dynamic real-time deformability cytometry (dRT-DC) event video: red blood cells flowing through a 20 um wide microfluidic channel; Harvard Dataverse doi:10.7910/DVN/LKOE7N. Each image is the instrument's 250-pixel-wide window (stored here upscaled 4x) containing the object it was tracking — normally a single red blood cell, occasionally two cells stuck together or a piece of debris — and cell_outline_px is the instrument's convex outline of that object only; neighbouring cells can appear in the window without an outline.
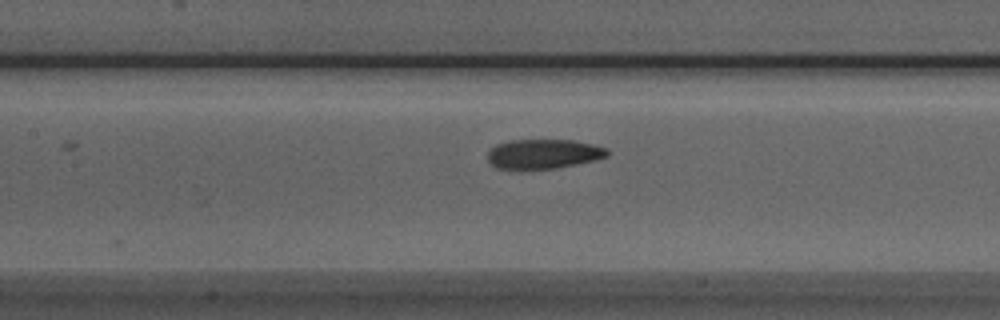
{"species": "Egyptian fruit bat (a non-hibernating species)", "species_latin": "Rousettus aegyptiacus", "temperature_condition": "room temperature", "stored_images_in_passage": 15, "camera_frame_rate_fps": 3000, "um_per_image_px": 0.085, "animal": {"sex": "male"}, "frame": {"image": 1, "passage_image": 8, "time_ms": 2.333, "image_size_px": [1000, 320], "cell_outline_px": [[608, 156], [592, 160], [556, 168], [496, 168], [488, 160], [488, 152], [496, 144], [508, 140], [572, 140], [592, 144], [608, 148]], "centroid_in_image_um": [46.19, 13.06], "position_along_channel_um": 161.2, "area_um2": 20.23}}
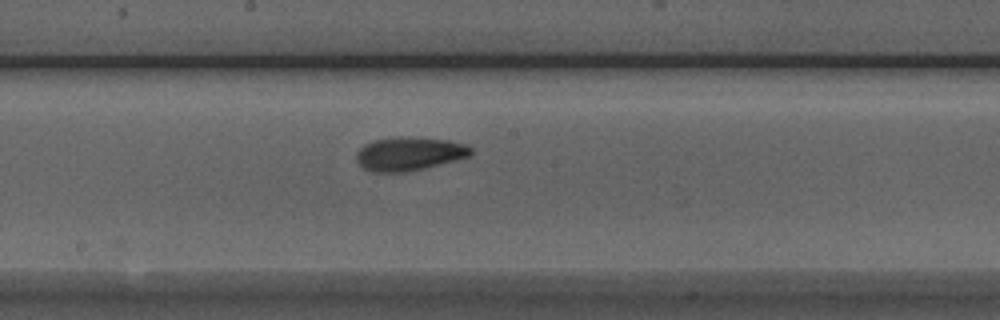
{"frame": {"image": 2, "passage_image": 12, "time_ms": 3.667, "image_size_px": [1000, 320], "cell_outline_px": [[472, 152], [468, 156], [456, 160], [424, 168], [404, 172], [372, 172], [364, 168], [356, 160], [356, 152], [364, 144], [372, 140], [400, 136], [408, 136], [448, 140], [464, 144], [472, 148]], "centroid_in_image_um": [34.75, 13.06], "position_along_channel_um": 213.5, "area_um2": 22.43}}
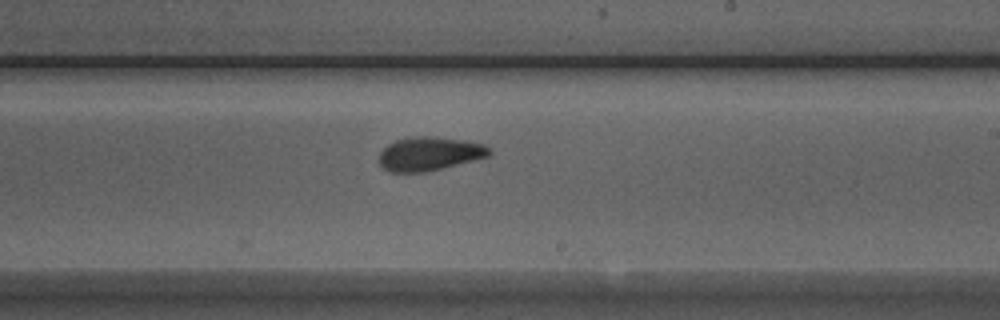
{"frame": {"image": 3, "passage_image": 15, "time_ms": 4.667, "image_size_px": [1000, 320], "cell_outline_px": [[492, 152], [488, 156], [424, 172], [388, 172], [380, 164], [380, 152], [388, 144], [396, 140], [416, 136], [428, 136], [464, 140], [484, 144]], "centroid_in_image_um": [36.47, 13.06], "position_along_channel_um": 252.5, "area_um2": 21.27}}